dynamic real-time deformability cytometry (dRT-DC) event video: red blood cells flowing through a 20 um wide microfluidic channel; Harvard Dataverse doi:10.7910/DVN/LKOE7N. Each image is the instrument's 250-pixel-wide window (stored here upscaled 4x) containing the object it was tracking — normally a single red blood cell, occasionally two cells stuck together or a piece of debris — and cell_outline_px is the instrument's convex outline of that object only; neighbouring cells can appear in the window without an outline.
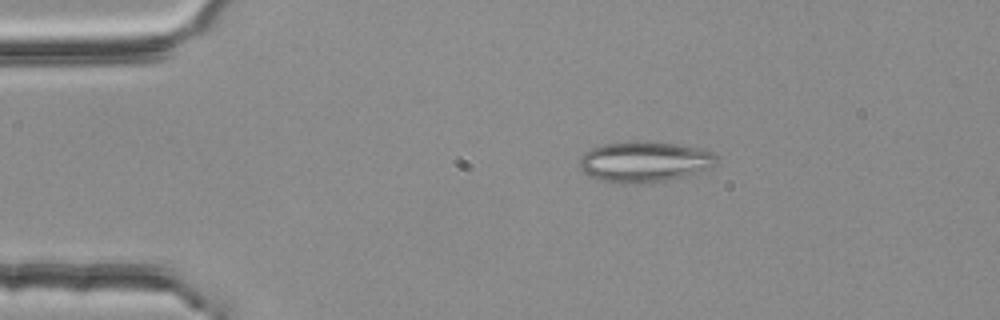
{"species": "common noctule bat (a hibernating species)", "species_latin": "Nyctalus noctula", "temperature_condition": "room temperature", "stored_images_in_passage": 3, "camera_frame_rate_fps": 3000, "um_per_image_px": 0.085, "animal": {"sex": "female", "body_mass_g": 25.1}, "frame": {"image": 1, "passage_image": 2, "time_ms": 0.333, "image_size_px": [1000, 320], "cell_outline_px": [[720, 156], [716, 164], [708, 168], [684, 176], [664, 180], [636, 184], [632, 184], [600, 180], [592, 176], [580, 168], [580, 156], [584, 152], [592, 148], [604, 144], [672, 144], [700, 148], [712, 152]], "centroid_in_image_um": [54.81, 13.78], "position_along_channel_um": 30.2, "area_um2": 31.21}}